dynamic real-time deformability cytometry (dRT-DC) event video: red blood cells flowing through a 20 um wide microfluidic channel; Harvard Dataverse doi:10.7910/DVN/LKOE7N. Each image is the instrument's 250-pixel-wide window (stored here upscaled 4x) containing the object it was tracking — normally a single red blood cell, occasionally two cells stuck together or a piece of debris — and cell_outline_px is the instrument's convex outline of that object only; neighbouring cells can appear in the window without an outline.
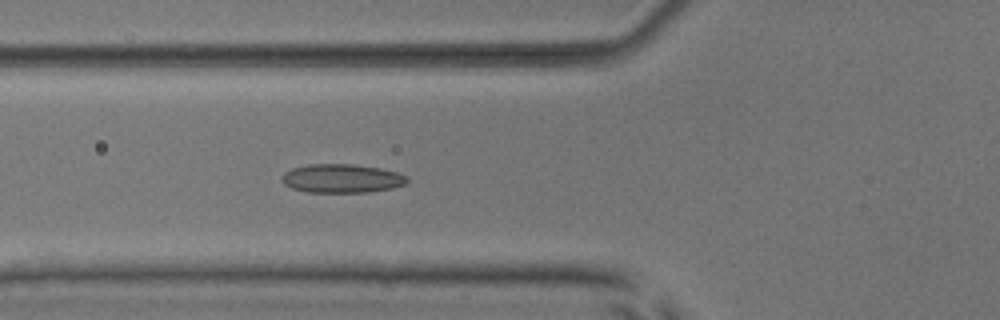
{"species": "common noctule bat (a hibernating species)", "species_latin": "Nyctalus noctula", "temperature_condition": "room temperature", "stored_images_in_passage": 6, "camera_frame_rate_fps": 3000, "um_per_image_px": 0.085, "animal": {"sex": "male", "body_mass_g": 17.9, "forearm_length_mm": 54.2}, "frame": {"image": 1, "passage_image": 6, "time_ms": 5.667, "image_size_px": [1000, 320], "cell_outline_px": [[408, 180], [404, 184], [392, 188], [368, 192], [308, 192], [292, 188], [284, 184], [280, 176], [284, 172], [292, 168], [308, 164], [352, 164], [380, 168], [396, 172], [408, 176]], "centroid_in_image_um": [29.03, 15.16], "position_along_channel_um": 96.8, "area_um2": 20.98}}